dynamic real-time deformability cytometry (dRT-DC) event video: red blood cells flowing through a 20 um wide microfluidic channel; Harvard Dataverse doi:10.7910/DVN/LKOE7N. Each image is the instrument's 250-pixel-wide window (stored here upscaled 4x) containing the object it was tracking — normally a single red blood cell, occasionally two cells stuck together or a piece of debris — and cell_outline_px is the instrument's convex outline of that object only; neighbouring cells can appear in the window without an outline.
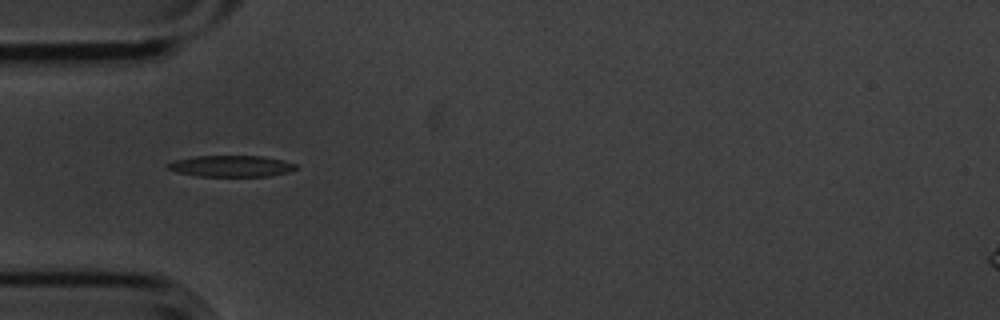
{"species": "common noctule bat (a hibernating species)", "species_latin": "Nyctalus noctula", "temperature_condition": "cold", "stored_images_in_passage": 11, "camera_frame_rate_fps": 3000, "um_per_image_px": 0.085, "animal": {"sex": "male", "body_mass_g": 20.1, "forearm_length_mm": 53.5}, "frame": {"image": 1, "passage_image": 1, "time_ms": 0.0, "image_size_px": [1000, 320], "cell_outline_px": [[296, 168], [288, 172], [268, 176], [196, 176], [176, 172], [168, 168], [164, 164], [176, 160], [196, 156], [264, 156], [284, 160], [296, 164]], "centroid_in_image_um": [19.64, 14.12], "position_along_channel_um": 65.4, "area_um2": 15.9}}
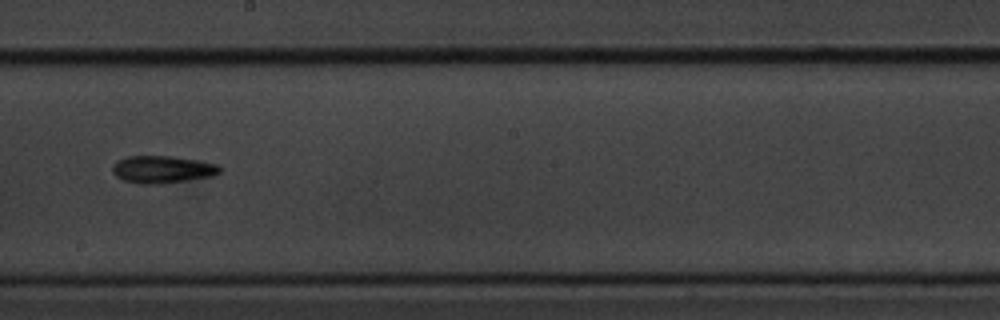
{"frame": {"image": 2, "passage_image": 5, "time_ms": 1.333, "image_size_px": [1000, 320], "cell_outline_px": [[224, 168], [216, 176], [188, 180], [156, 184], [140, 184], [124, 180], [116, 176], [112, 172], [112, 164], [116, 160], [128, 156], [172, 156], [196, 160], [216, 164]], "centroid_in_image_um": [13.81, 14.4], "position_along_channel_um": 234.4, "area_um2": 17.28}}
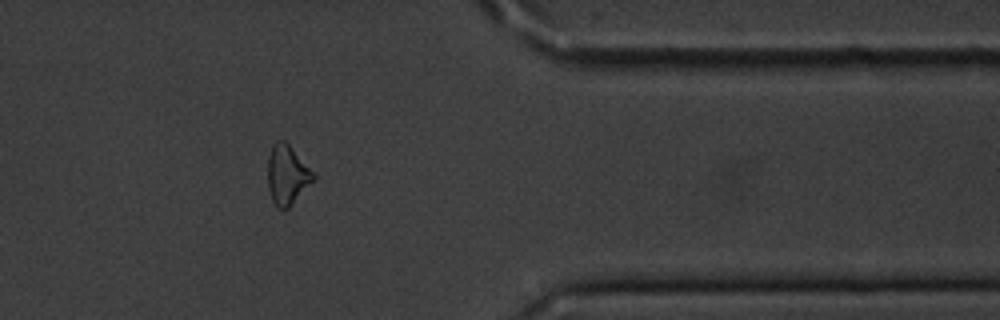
{"frame": {"image": 3, "passage_image": 9, "time_ms": 2.667, "image_size_px": [1000, 320], "cell_outline_px": [[316, 180], [288, 208], [280, 208], [272, 200], [268, 188], [268, 156], [272, 144], [276, 140], [284, 140], [288, 144], [316, 176]], "centroid_in_image_um": [24.41, 14.86], "position_along_channel_um": 387.0, "area_um2": 15.66}}